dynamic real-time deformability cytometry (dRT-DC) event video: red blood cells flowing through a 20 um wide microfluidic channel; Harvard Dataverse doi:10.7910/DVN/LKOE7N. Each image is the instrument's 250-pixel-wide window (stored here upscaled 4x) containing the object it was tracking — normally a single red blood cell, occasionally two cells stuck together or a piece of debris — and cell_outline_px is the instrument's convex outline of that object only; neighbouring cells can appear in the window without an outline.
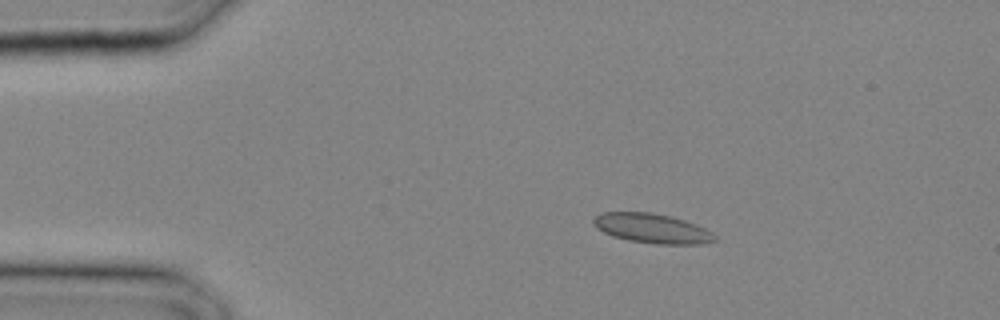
{"species": "common noctule bat (a hibernating species)", "species_latin": "Nyctalus noctula", "temperature_condition": "cold", "stored_images_in_passage": 25, "camera_frame_rate_fps": 3000, "um_per_image_px": 0.085, "animal": {"sex": "male", "body_mass_g": 20.4}, "frame": {"image": 1, "passage_image": 1, "time_ms": 0.0, "image_size_px": [1000, 320], "cell_outline_px": [[716, 240], [704, 244], [656, 244], [628, 240], [612, 236], [596, 228], [592, 224], [592, 220], [600, 212], [652, 212], [672, 216], [696, 224], [712, 232], [716, 236]], "centroid_in_image_um": [55.42, 19.41], "position_along_channel_um": 29.6, "area_um2": 21.1}}
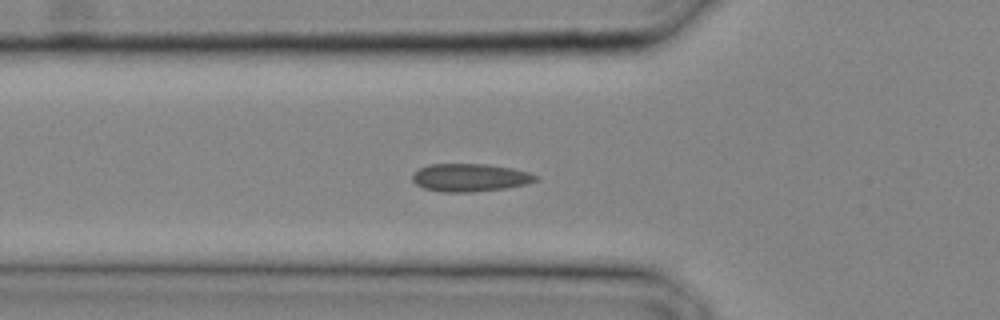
{"frame": {"image": 2, "passage_image": 6, "time_ms": 1.667, "image_size_px": [1000, 320], "cell_outline_px": [[540, 176], [536, 180], [528, 184], [504, 188], [472, 192], [444, 192], [424, 188], [416, 184], [412, 180], [412, 176], [420, 168], [428, 164], [488, 164], [512, 168], [528, 172]], "centroid_in_image_um": [39.97, 15.09], "position_along_channel_um": 85.8, "area_um2": 20.0}}
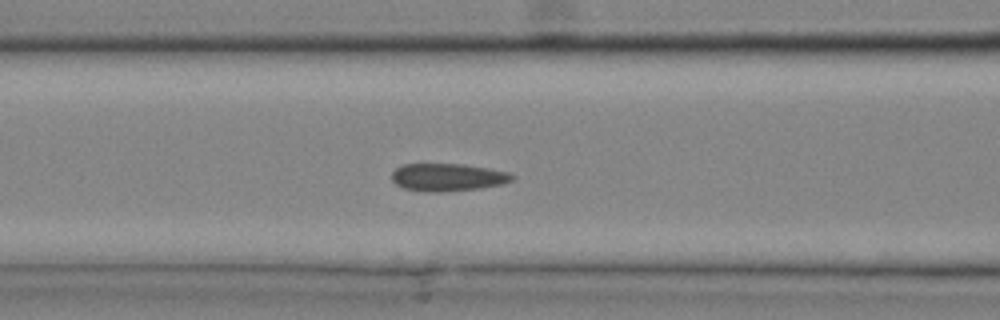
{"frame": {"image": 3, "passage_image": 8, "time_ms": 2.333, "image_size_px": [1000, 320], "cell_outline_px": [[516, 176], [512, 180], [504, 184], [480, 188], [440, 192], [424, 192], [404, 188], [396, 184], [392, 180], [392, 172], [396, 168], [404, 164], [464, 164], [488, 168], [508, 172]], "centroid_in_image_um": [38.07, 15.07], "position_along_channel_um": 128.5, "area_um2": 19.48}}